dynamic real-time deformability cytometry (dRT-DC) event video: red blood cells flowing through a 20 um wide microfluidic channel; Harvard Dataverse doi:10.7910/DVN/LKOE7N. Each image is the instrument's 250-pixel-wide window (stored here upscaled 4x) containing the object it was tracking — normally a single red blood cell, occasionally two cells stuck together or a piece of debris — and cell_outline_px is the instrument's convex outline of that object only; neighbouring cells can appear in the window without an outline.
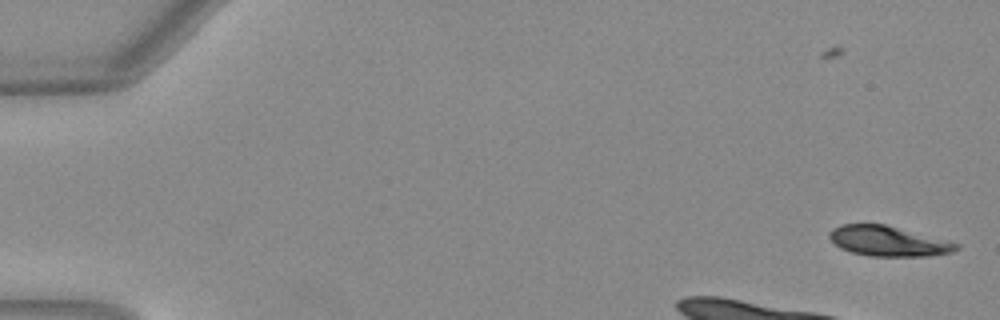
{"species": "Egyptian fruit bat (a non-hibernating species)", "species_latin": "Rousettus aegyptiacus", "temperature_condition": "warm", "stored_images_in_passage": 11, "camera_frame_rate_fps": 3000, "um_per_image_px": 0.085, "animal": {"sex": "female"}, "frame": {"image": 1, "passage_image": 1, "time_ms": 0.0, "image_size_px": [1000, 320], "cell_outline_px": [[960, 248], [952, 252], [928, 256], [872, 256], [852, 252], [840, 248], [828, 236], [832, 228], [840, 224], [884, 224], [960, 244]], "centroid_in_image_um": [75.48, 20.5], "position_along_channel_um": 9.5, "area_um2": 21.96}}